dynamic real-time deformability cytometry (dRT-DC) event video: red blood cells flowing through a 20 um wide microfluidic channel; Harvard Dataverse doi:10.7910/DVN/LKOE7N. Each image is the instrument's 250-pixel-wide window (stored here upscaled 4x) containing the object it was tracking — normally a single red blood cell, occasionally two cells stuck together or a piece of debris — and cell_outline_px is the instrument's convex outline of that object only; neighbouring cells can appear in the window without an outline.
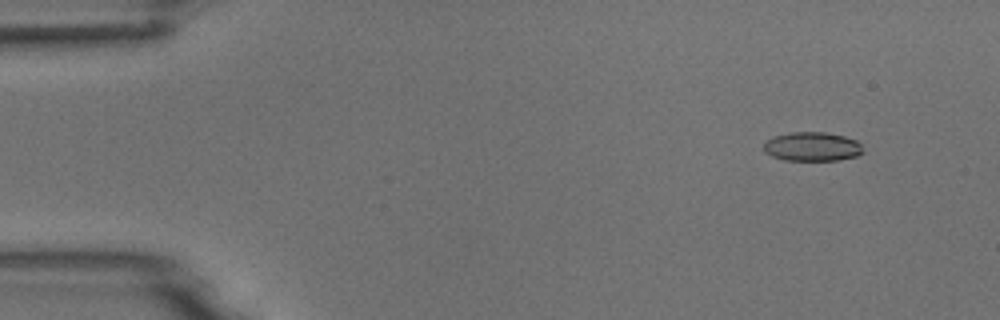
{"species": "common noctule bat (a hibernating species)", "species_latin": "Nyctalus noctula", "temperature_condition": "room temperature", "stored_images_in_passage": 54, "camera_frame_rate_fps": 3000, "um_per_image_px": 0.085, "animal": {"sex": "male", "body_mass_g": 18.8}, "frame": {"image": 1, "passage_image": 5, "time_ms": 1.333, "image_size_px": [1000, 320], "cell_outline_px": [[864, 152], [856, 156], [840, 160], [784, 160], [772, 156], [764, 152], [764, 140], [772, 136], [788, 132], [824, 132], [844, 136], [856, 140], [860, 144]], "centroid_in_image_um": [69.0, 12.45], "position_along_channel_um": 16.0, "area_um2": 16.99}}
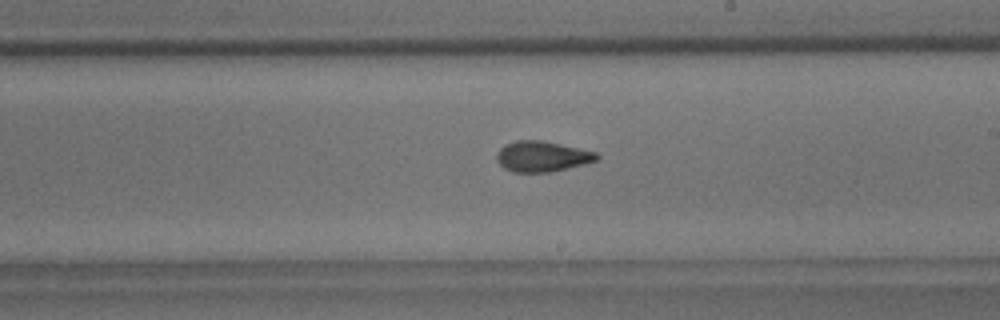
{"frame": {"image": 2, "passage_image": 31, "time_ms": 10.0, "image_size_px": [1000, 320], "cell_outline_px": [[600, 156], [596, 160], [584, 164], [552, 172], [512, 172], [504, 168], [496, 160], [496, 156], [500, 148], [504, 144], [516, 140], [540, 140], [560, 144], [596, 152]], "centroid_in_image_um": [46.05, 13.3], "position_along_channel_um": 243.0, "area_um2": 17.8}}
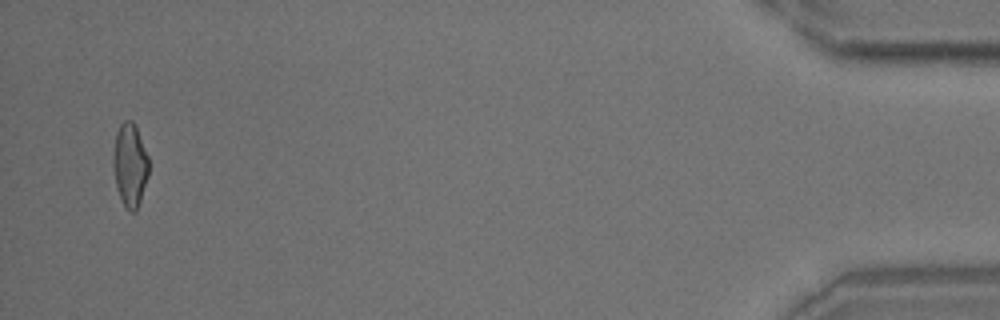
{"frame": {"image": 3, "passage_image": 52, "time_ms": 17.0, "image_size_px": [1000, 320], "cell_outline_px": [[148, 176], [136, 212], [132, 212], [124, 204], [116, 188], [112, 168], [112, 156], [116, 132], [120, 124], [124, 120], [132, 120], [136, 124], [148, 156]], "centroid_in_image_um": [11.03, 13.97], "position_along_channel_um": 424.2, "area_um2": 17.46}, "authors_computed_cell_mechanics": {"area_um2": 17.4845, "velocity_mm_per_s": 3.7862, "shape_relaxation_time_tau1_ms": 7.8675, "shape_relaxation_time_tau2_ms": 1.4598, "deformation_change_tau1": 0.2087, "deformation_change_tau2": 0.0847}}